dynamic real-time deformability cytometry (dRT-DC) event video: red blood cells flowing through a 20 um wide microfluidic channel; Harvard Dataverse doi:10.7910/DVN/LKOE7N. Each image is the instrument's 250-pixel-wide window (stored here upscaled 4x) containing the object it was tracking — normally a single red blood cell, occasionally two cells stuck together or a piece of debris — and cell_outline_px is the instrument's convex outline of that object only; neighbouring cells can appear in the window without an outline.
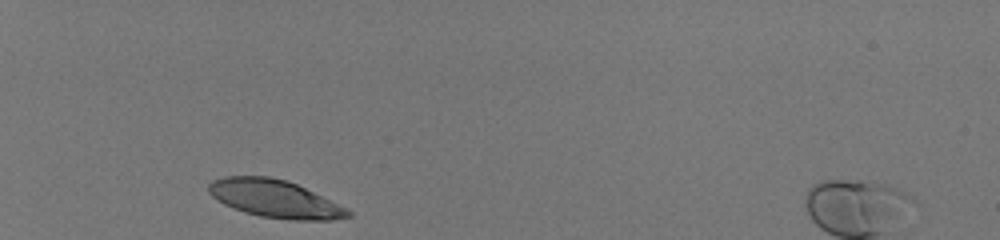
{"species": "human", "species_latin": "Homo sapiens", "temperature_condition": "room temperature", "stored_images_in_passage": 30, "camera_frame_rate_fps": 3000, "um_per_image_px": 0.085, "donor": {"sex": "male"}, "frame": {"image": 1, "passage_image": 1, "time_ms": 0.0, "image_size_px": [1000, 240], "cell_outline_px": [[352, 216], [332, 220], [288, 220], [260, 216], [244, 212], [232, 208], [224, 204], [212, 196], [208, 192], [208, 184], [212, 180], [224, 176], [268, 176], [288, 180], [352, 212]], "centroid_in_image_um": [23.29, 16.89], "position_along_channel_um": 61.7, "area_um2": 30.35}}
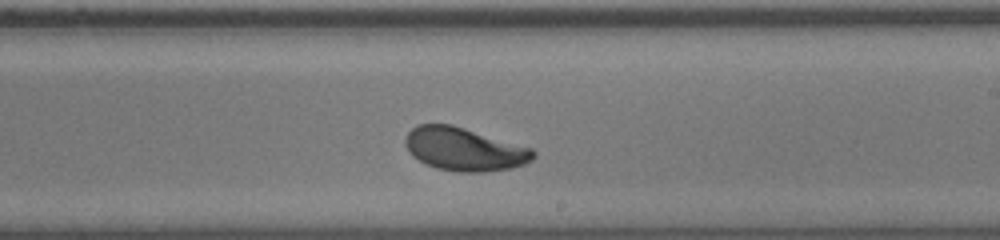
{"frame": {"image": 2, "passage_image": 18, "time_ms": 5.667, "image_size_px": [1000, 240], "cell_outline_px": [[536, 156], [532, 160], [524, 164], [508, 168], [484, 172], [456, 172], [436, 168], [424, 164], [412, 156], [408, 152], [404, 144], [404, 140], [408, 132], [416, 124], [452, 124], [532, 148], [536, 152]], "centroid_in_image_um": [39.43, 12.68], "position_along_channel_um": 249.6, "area_um2": 32.43}}
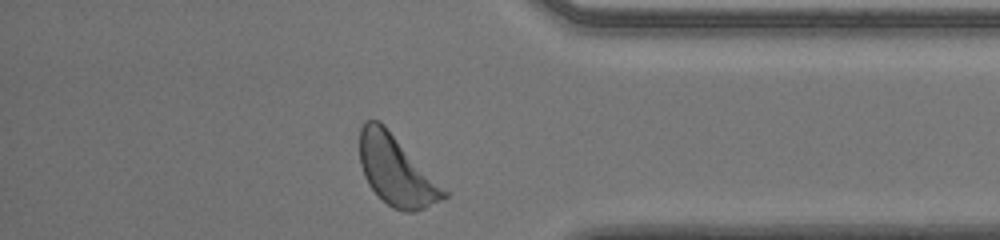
{"frame": {"image": 3, "passage_image": 30, "time_ms": 9.667, "image_size_px": [1000, 240], "cell_outline_px": [[448, 196], [416, 212], [404, 212], [392, 208], [368, 184], [364, 176], [360, 164], [360, 128], [364, 120], [380, 120], [384, 124], [448, 192]], "centroid_in_image_um": [33.66, 14.49], "position_along_channel_um": 401.5, "area_um2": 33.81}, "authors_computed_cell_mechanics": {"area_um2": 31.5588, "velocity_mm_per_s": 3.9525, "shape_relaxation_time_tau1_ms": 2.1878, "shape_relaxation_time_tau2_ms": null, "deformation_change_tau1": 0.1346, "deformation_change_tau2": null}}